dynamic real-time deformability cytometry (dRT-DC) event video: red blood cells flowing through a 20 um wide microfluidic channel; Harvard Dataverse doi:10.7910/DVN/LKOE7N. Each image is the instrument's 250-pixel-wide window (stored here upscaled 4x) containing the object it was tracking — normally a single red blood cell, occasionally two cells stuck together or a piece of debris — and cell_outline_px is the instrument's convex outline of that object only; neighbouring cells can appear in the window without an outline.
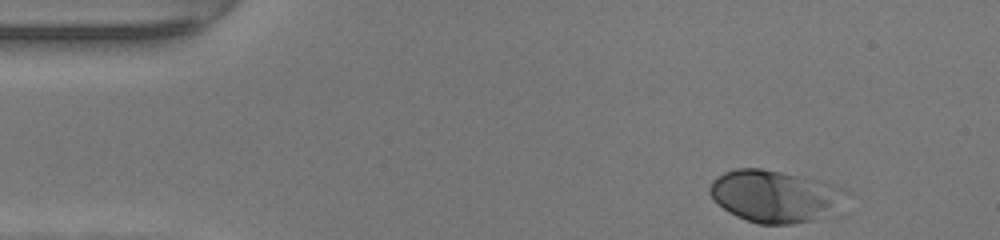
{"species": "human", "species_latin": "Homo sapiens", "temperature_condition": "warm", "stored_images_in_passage": 35, "camera_frame_rate_fps": 3000, "um_per_image_px": 0.085, "donor": {"sex": "female"}, "frame": {"image": 1, "passage_image": 1, "time_ms": 0.0, "image_size_px": [1000, 240], "cell_outline_px": [[856, 196], [832, 216], [792, 224], [760, 224], [736, 216], [728, 212], [712, 200], [708, 192], [708, 188], [712, 180], [724, 172], [736, 168], [760, 168], [824, 180], [848, 188]], "centroid_in_image_um": [66.04, 16.67], "position_along_channel_um": 19.0, "area_um2": 43.18}}
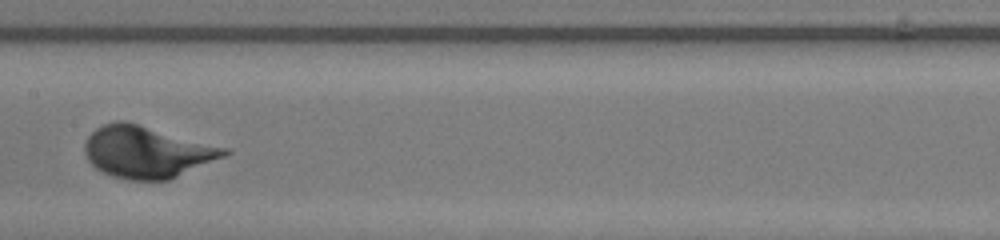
{"frame": {"image": 2, "passage_image": 20, "time_ms": 6.333, "image_size_px": [1000, 240], "cell_outline_px": [[232, 152], [224, 156], [168, 180], [128, 180], [112, 176], [96, 168], [88, 160], [84, 152], [84, 144], [88, 136], [96, 128], [104, 124], [116, 120], [124, 120], [228, 148]], "centroid_in_image_um": [12.45, 12.91], "position_along_channel_um": 194.9, "area_um2": 41.85}}
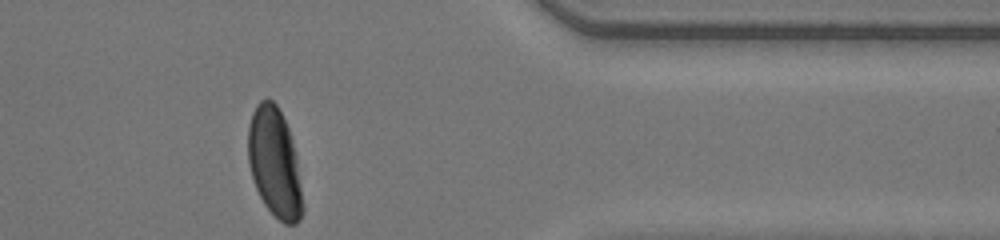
{"frame": {"image": 3, "passage_image": 35, "time_ms": 11.333, "image_size_px": [1000, 240], "cell_outline_px": [[304, 212], [300, 220], [296, 224], [284, 224], [264, 204], [256, 188], [248, 164], [248, 124], [252, 112], [256, 104], [260, 100], [268, 96], [276, 104], [288, 128], [292, 140], [296, 156], [304, 204]], "centroid_in_image_um": [23.34, 13.83], "position_along_channel_um": 388.1, "area_um2": 34.97}}